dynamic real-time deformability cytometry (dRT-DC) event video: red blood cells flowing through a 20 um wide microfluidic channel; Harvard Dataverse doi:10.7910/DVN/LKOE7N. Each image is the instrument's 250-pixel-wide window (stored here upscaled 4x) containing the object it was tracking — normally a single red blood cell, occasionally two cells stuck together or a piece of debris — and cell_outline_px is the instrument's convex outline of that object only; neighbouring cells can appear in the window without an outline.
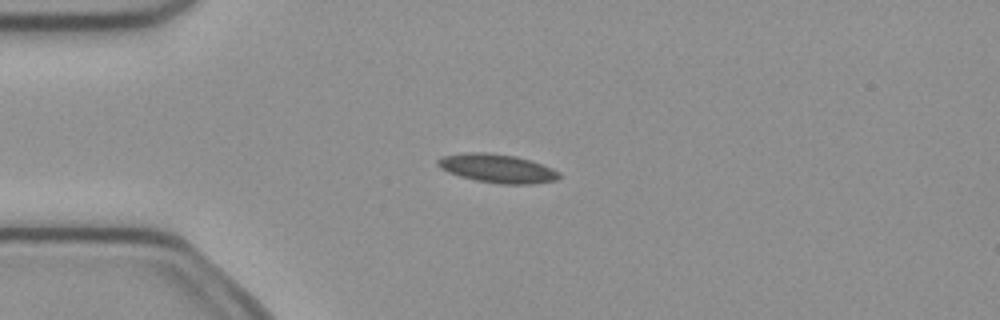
{"species": "common noctule bat (a hibernating species)", "species_latin": "Nyctalus noctula", "temperature_condition": "cold", "stored_images_in_passage": 6, "camera_frame_rate_fps": 3000, "um_per_image_px": 0.085, "animal": {"sex": "female", "body_mass_g": 21.9}, "frame": {"image": 1, "passage_image": 3, "time_ms": 0.667, "image_size_px": [1000, 320], "cell_outline_px": [[560, 176], [556, 180], [532, 184], [500, 184], [476, 180], [460, 176], [448, 172], [440, 168], [436, 164], [436, 160], [444, 156], [468, 152], [488, 152], [516, 156], [552, 168], [560, 172]], "centroid_in_image_um": [42.25, 14.31], "position_along_channel_um": 42.7, "area_um2": 20.17}}
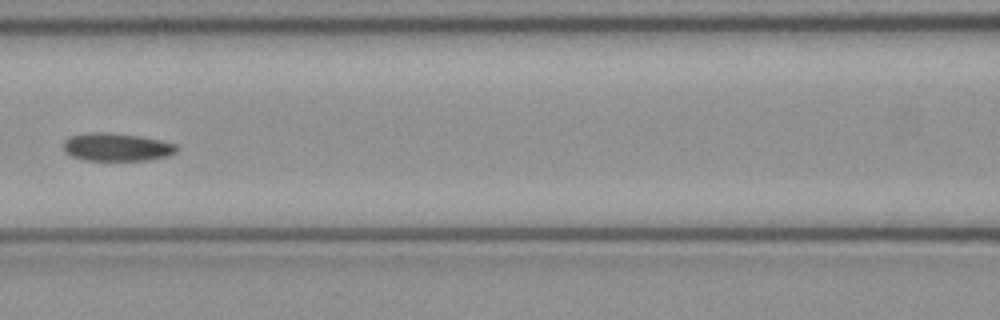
{"frame": {"image": 2, "passage_image": 6, "time_ms": 1.667, "image_size_px": [1000, 320], "cell_outline_px": [[180, 148], [176, 152], [168, 156], [148, 160], [84, 160], [72, 156], [64, 152], [64, 140], [68, 136], [88, 132], [112, 132], [140, 136], [160, 140], [176, 144]], "centroid_in_image_um": [9.92, 12.49], "position_along_channel_um": 156.7, "area_um2": 18.73}}